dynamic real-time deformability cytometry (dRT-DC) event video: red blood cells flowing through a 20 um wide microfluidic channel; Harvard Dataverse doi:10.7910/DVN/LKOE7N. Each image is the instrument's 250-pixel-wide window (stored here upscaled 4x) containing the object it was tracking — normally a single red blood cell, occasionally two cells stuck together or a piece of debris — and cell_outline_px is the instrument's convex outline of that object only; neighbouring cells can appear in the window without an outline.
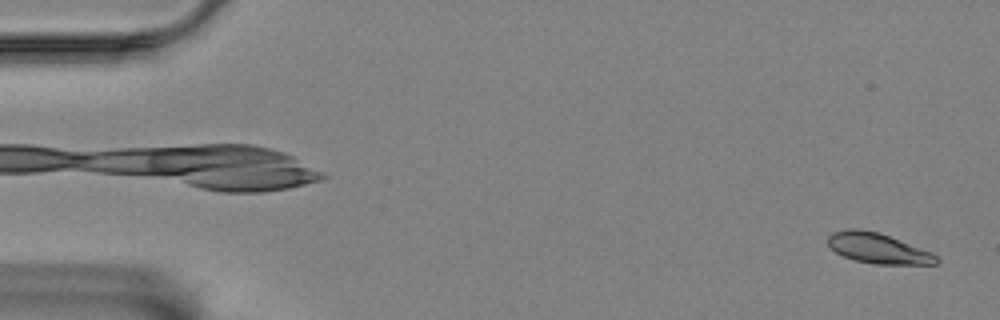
{"species": "Egyptian fruit bat (a non-hibernating species)", "species_latin": "Rousettus aegyptiacus", "temperature_condition": "room temperature", "stored_images_in_passage": 58, "camera_frame_rate_fps": 3000, "um_per_image_px": 0.085, "animal": {"sex": "female"}, "frame": {"image": 1, "passage_image": 2, "time_ms": 0.333, "image_size_px": [1000, 320], "cell_outline_px": [[940, 260], [936, 264], [876, 264], [856, 260], [844, 256], [836, 252], [828, 244], [828, 236], [832, 232], [848, 228], [860, 228], [880, 232], [932, 252]], "centroid_in_image_um": [74.63, 21.08], "position_along_channel_um": 10.4, "area_um2": 19.19}}
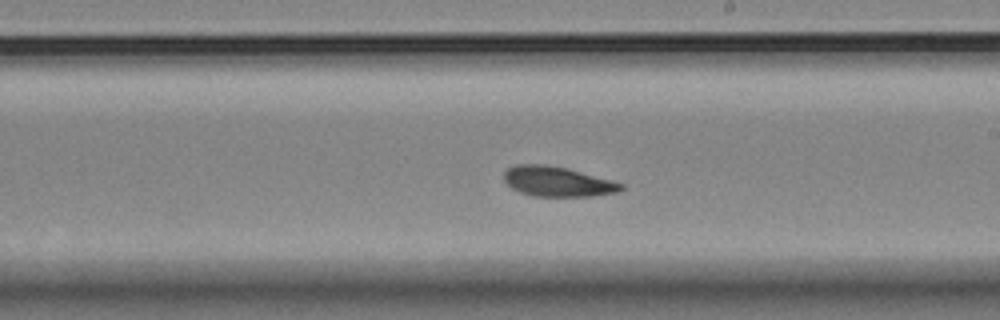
{"frame": {"image": 2, "passage_image": 34, "time_ms": 11.0, "image_size_px": [1000, 320], "cell_outline_px": [[624, 188], [620, 192], [592, 196], [532, 196], [520, 192], [512, 188], [504, 180], [504, 172], [508, 168], [516, 164], [544, 164], [568, 168], [612, 180], [624, 184]], "centroid_in_image_um": [47.4, 15.43], "position_along_channel_um": 241.6, "area_um2": 20.58}}
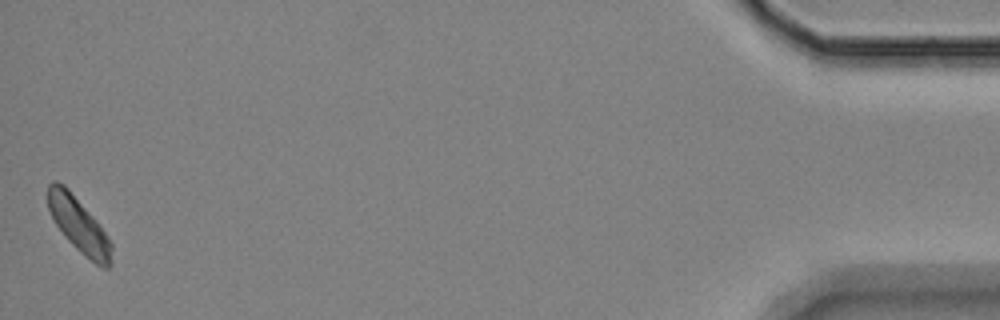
{"frame": {"image": 3, "passage_image": 58, "time_ms": 19.0, "image_size_px": [1000, 320], "cell_outline_px": [[112, 264], [108, 268], [104, 268], [96, 264], [84, 256], [64, 236], [56, 224], [48, 208], [48, 184], [52, 180], [56, 180], [64, 184], [68, 188], [96, 220], [112, 244]], "centroid_in_image_um": [6.7, 19.13], "position_along_channel_um": 428.5, "area_um2": 20.23}, "authors_computed_cell_mechanics": {"area_um2": 20.1433, "velocity_mm_per_s": 3.4067, "shape_relaxation_time_tau1_ms": 7.6569, "shape_relaxation_time_tau2_ms": 2.9691, "deformation_change_tau1": 0.1286, "deformation_change_tau2": 0.0516}}